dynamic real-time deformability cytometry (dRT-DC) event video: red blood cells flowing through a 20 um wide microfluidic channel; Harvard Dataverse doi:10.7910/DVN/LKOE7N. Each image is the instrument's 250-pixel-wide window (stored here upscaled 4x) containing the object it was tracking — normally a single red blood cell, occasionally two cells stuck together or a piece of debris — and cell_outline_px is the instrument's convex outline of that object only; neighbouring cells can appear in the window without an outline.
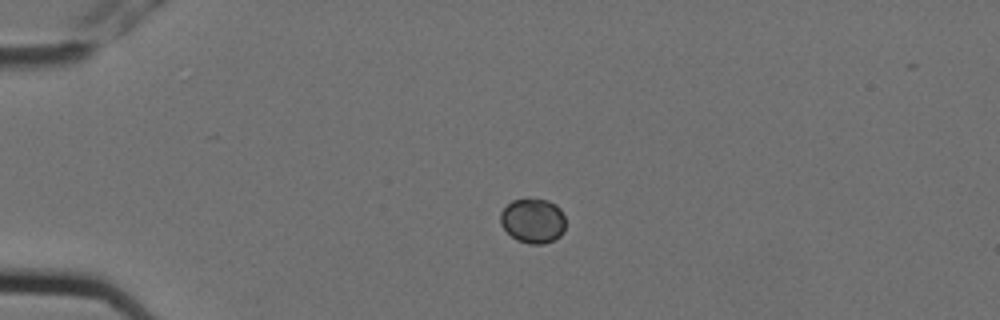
{"species": "Egyptian fruit bat (a non-hibernating species)", "species_latin": "Rousettus aegyptiacus", "temperature_condition": "cold", "stored_images_in_passage": 3, "camera_frame_rate_fps": 3000, "um_per_image_px": 0.085, "animal": {"sex": "female"}, "frame": {"image": 1, "passage_image": 1, "time_ms": 0.0, "image_size_px": [1000, 320], "cell_outline_px": [[564, 232], [560, 236], [544, 244], [528, 244], [516, 240], [500, 224], [500, 212], [512, 200], [524, 196], [548, 200], [556, 204], [560, 208], [564, 216]], "centroid_in_image_um": [45.29, 18.72], "position_along_channel_um": 39.7, "area_um2": 17.4}}
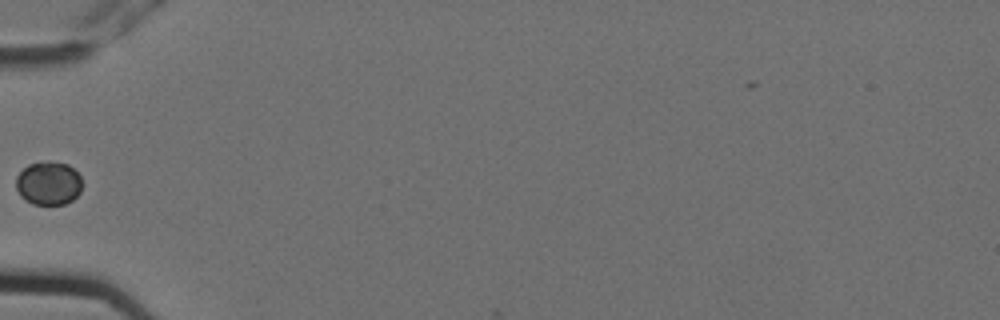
{"frame": {"image": 2, "passage_image": 3, "time_ms": 0.667, "image_size_px": [1000, 320], "cell_outline_px": [[84, 184], [80, 192], [72, 200], [64, 204], [32, 204], [24, 200], [20, 196], [16, 188], [16, 176], [28, 164], [68, 164], [80, 176]], "centroid_in_image_um": [4.13, 15.63], "position_along_channel_um": 80.9, "area_um2": 16.47}}